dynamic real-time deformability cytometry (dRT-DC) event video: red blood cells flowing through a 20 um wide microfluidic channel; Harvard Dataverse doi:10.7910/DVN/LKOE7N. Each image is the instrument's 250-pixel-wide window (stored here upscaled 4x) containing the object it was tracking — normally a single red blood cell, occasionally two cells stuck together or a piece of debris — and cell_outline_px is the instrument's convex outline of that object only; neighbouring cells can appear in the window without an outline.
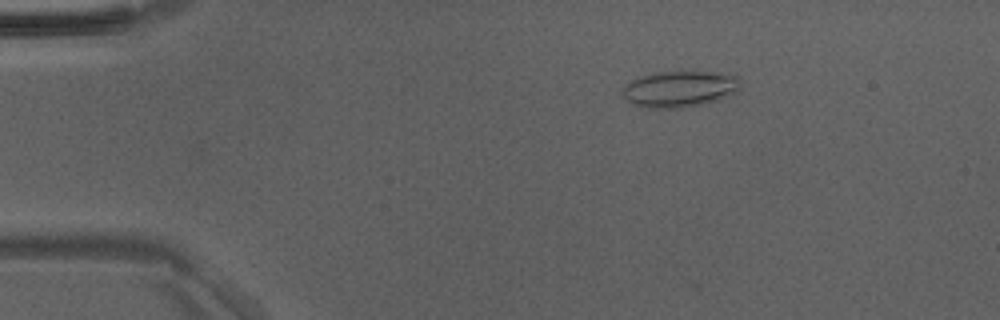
{"species": "Egyptian fruit bat (a non-hibernating species)", "species_latin": "Rousettus aegyptiacus", "temperature_condition": "room temperature", "stored_images_in_passage": 49, "camera_frame_rate_fps": 3000, "um_per_image_px": 0.085, "animal": {"sex": "male"}, "frame": {"image": 1, "passage_image": 9, "time_ms": 2.667, "image_size_px": [1000, 320], "cell_outline_px": [[740, 92], [720, 100], [704, 104], [676, 108], [640, 108], [632, 104], [620, 96], [620, 88], [624, 84], [640, 76], [652, 72], [692, 68], [716, 72], [736, 76], [740, 80]], "centroid_in_image_um": [57.75, 7.52], "position_along_channel_um": 27.3, "area_um2": 26.53}}
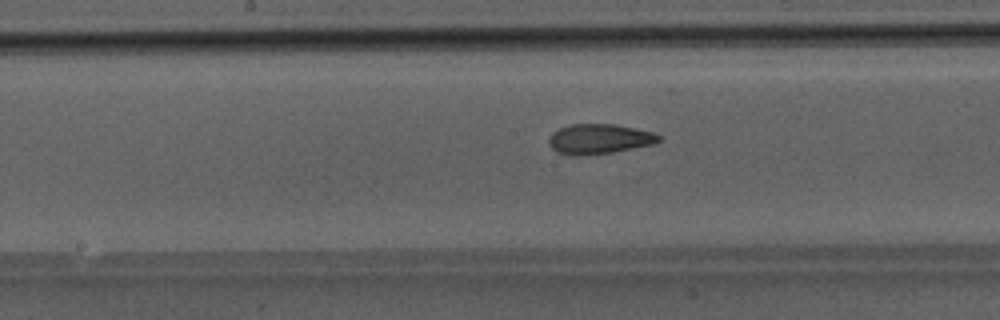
{"frame": {"image": 2, "passage_image": 26, "time_ms": 8.333, "image_size_px": [1000, 320], "cell_outline_px": [[660, 140], [652, 144], [612, 152], [584, 156], [572, 156], [556, 152], [548, 144], [548, 140], [552, 132], [560, 128], [572, 124], [612, 124], [656, 132], [660, 136]], "centroid_in_image_um": [50.9, 11.82], "position_along_channel_um": 197.3, "area_um2": 19.25}}
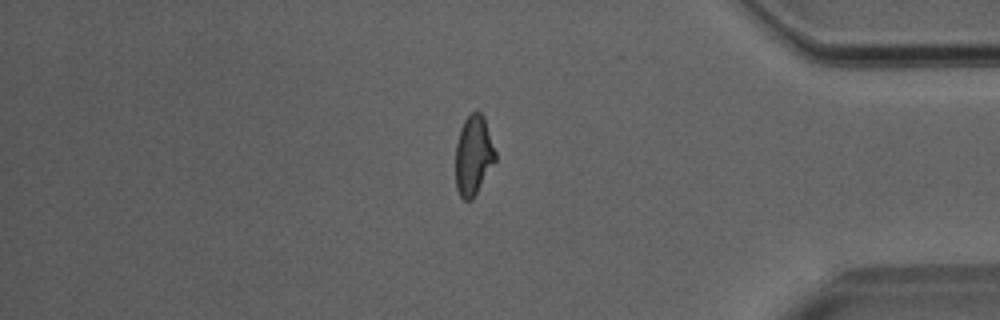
{"frame": {"image": 3, "passage_image": 42, "time_ms": 13.667, "image_size_px": [1000, 320], "cell_outline_px": [[496, 160], [472, 200], [464, 200], [460, 196], [456, 188], [456, 144], [460, 128], [464, 120], [472, 112], [480, 112], [484, 116], [496, 152]], "centroid_in_image_um": [40.24, 13.2], "position_along_channel_um": 395.0, "area_um2": 18.44}}